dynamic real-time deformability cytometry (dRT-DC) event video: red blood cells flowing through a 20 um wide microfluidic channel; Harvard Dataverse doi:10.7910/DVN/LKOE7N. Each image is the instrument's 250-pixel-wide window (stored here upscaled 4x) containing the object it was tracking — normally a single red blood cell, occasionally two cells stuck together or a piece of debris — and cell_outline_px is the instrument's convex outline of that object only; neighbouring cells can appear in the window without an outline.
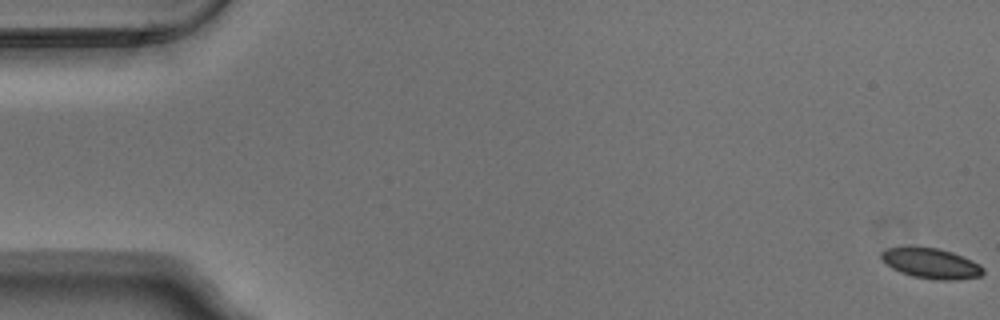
{"species": "Egyptian fruit bat (a non-hibernating species)", "species_latin": "Rousettus aegyptiacus", "temperature_condition": "warm", "stored_images_in_passage": 55, "camera_frame_rate_fps": 3000, "um_per_image_px": 0.085, "animal": {"sex": "male"}, "frame": {"image": 1, "passage_image": 1, "time_ms": 0.0, "image_size_px": [1000, 320], "cell_outline_px": [[984, 272], [980, 276], [952, 280], [936, 280], [912, 276], [900, 272], [892, 268], [880, 260], [880, 252], [888, 248], [936, 248], [952, 252], [972, 260], [980, 264], [984, 268]], "centroid_in_image_um": [79.14, 22.4], "position_along_channel_um": 5.9, "area_um2": 17.8}}
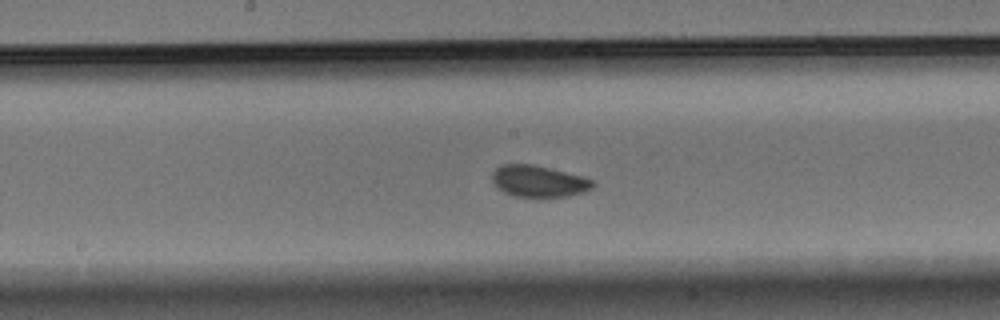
{"frame": {"image": 2, "passage_image": 29, "time_ms": 9.333, "image_size_px": [1000, 320], "cell_outline_px": [[596, 184], [592, 188], [584, 192], [568, 196], [512, 196], [496, 188], [492, 180], [492, 172], [500, 164], [536, 164], [580, 176], [592, 180]], "centroid_in_image_um": [45.75, 15.39], "position_along_channel_um": 202.5, "area_um2": 18.5}}
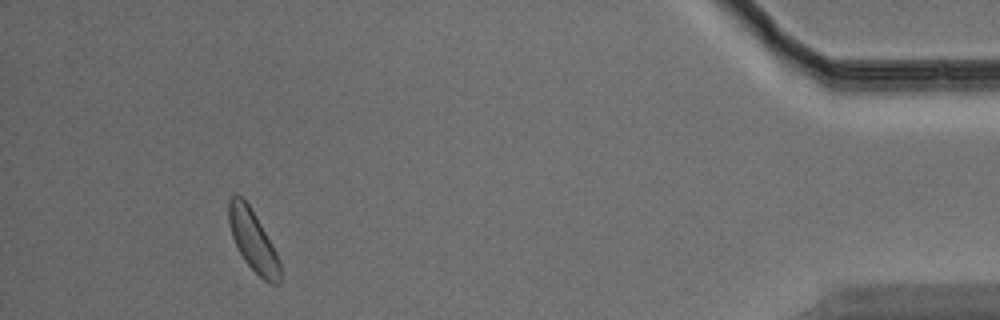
{"frame": {"image": 3, "passage_image": 51, "time_ms": 16.667, "image_size_px": [1000, 320], "cell_outline_px": [[280, 284], [268, 284], [244, 260], [232, 236], [228, 224], [228, 200], [236, 192], [248, 204], [260, 224], [276, 252], [280, 264]], "centroid_in_image_um": [21.49, 20.45], "position_along_channel_um": 413.7, "area_um2": 17.92}, "authors_computed_cell_mechanics": {"area_um2": 18.3804, "velocity_mm_per_s": 3.7453, "shape_relaxation_time_tau1_ms": 6.7017, "shape_relaxation_time_tau2_ms": null, "deformation_change_tau1": 0.1309, "deformation_change_tau2": null}}